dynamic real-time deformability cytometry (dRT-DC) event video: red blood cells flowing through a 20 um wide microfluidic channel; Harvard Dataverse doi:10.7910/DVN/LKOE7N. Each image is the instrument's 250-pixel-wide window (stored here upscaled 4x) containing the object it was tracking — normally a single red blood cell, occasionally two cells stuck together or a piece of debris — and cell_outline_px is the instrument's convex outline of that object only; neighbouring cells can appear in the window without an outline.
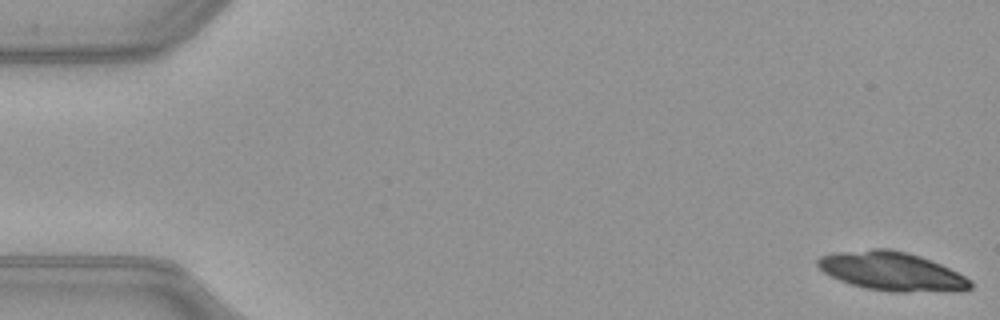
{"species": "common noctule bat (a hibernating species)", "species_latin": "Nyctalus noctula", "temperature_condition": "warm", "stored_images_in_passage": 35, "camera_frame_rate_fps": 3000, "um_per_image_px": 0.085, "animal": {"sex": "female", "body_mass_g": 21.9}, "frame": {"image": 1, "passage_image": 1, "time_ms": 0.0, "image_size_px": [1000, 320], "cell_outline_px": [[972, 288], [960, 292], [892, 292], [864, 288], [840, 280], [824, 272], [816, 264], [816, 260], [820, 256], [832, 252], [872, 248], [888, 248], [908, 252], [932, 260], [972, 280]], "centroid_in_image_um": [75.83, 23.06], "position_along_channel_um": 9.2, "area_um2": 34.97}}